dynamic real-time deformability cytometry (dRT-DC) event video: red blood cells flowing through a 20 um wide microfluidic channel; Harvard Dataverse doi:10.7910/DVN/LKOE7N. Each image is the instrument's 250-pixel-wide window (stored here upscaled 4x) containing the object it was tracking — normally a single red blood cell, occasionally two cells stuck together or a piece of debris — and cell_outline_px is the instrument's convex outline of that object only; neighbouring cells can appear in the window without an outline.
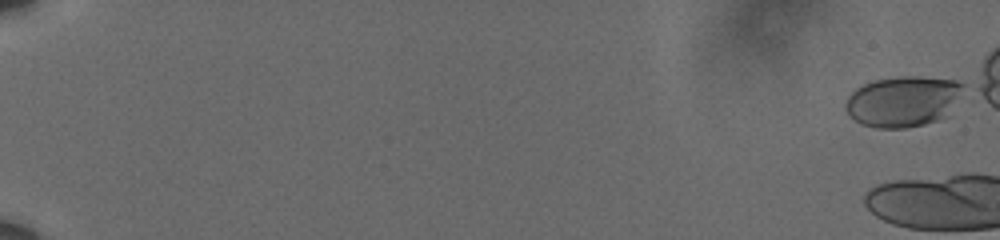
{"species": "human", "species_latin": "Homo sapiens", "temperature_condition": "cold", "stored_images_in_passage": 8, "camera_frame_rate_fps": 3000, "um_per_image_px": 0.085, "donor": {"sex": "male"}, "frame": {"image": 1, "passage_image": 1, "time_ms": 0.0, "image_size_px": [1000, 240], "cell_outline_px": [[964, 84], [940, 116], [936, 120], [924, 124], [904, 128], [876, 128], [860, 124], [848, 116], [844, 108], [844, 104], [848, 96], [856, 88], [872, 80], [900, 76], [920, 76], [956, 80]], "centroid_in_image_um": [76.58, 8.6], "position_along_channel_um": 8.4, "area_um2": 33.93}}